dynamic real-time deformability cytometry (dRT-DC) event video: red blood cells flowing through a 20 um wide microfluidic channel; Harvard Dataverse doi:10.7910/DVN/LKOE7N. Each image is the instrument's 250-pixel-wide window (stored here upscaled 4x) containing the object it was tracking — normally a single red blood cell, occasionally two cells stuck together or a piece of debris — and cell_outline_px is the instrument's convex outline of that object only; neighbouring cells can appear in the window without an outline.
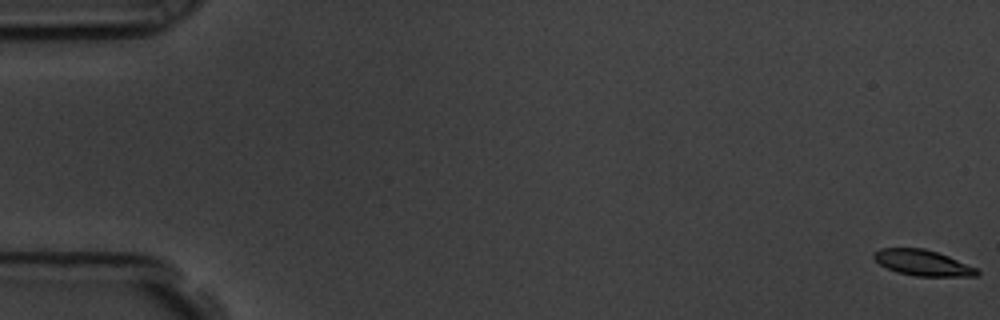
{"species": "common noctule bat (a hibernating species)", "species_latin": "Nyctalus noctula", "temperature_condition": "room temperature", "stored_images_in_passage": 58, "camera_frame_rate_fps": 3000, "um_per_image_px": 0.085, "animal": {"sex": "male", "body_mass_g": 19.5, "forearm_length_mm": 54.6}, "frame": {"image": 1, "passage_image": 1, "time_ms": 0.0, "image_size_px": [1000, 320], "cell_outline_px": [[980, 272], [976, 276], [916, 276], [896, 272], [880, 264], [872, 256], [872, 252], [880, 248], [924, 248], [948, 256], [976, 268]], "centroid_in_image_um": [78.39, 22.33], "position_along_channel_um": 6.6, "area_um2": 15.37}}
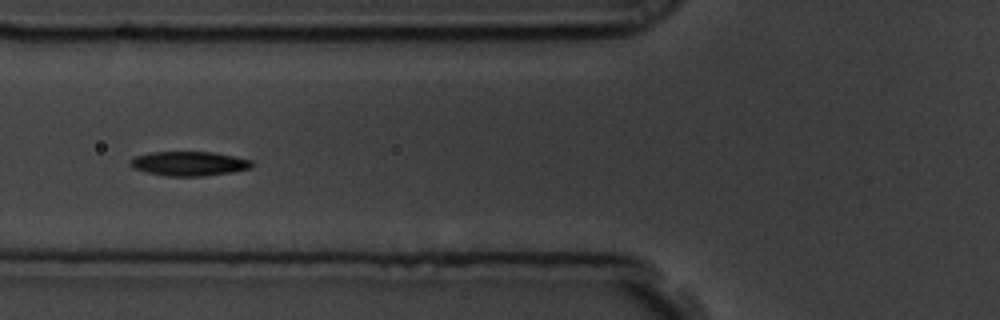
{"frame": {"image": 2, "passage_image": 23, "time_ms": 7.333, "image_size_px": [1000, 320], "cell_outline_px": [[256, 164], [252, 168], [232, 172], [204, 176], [164, 176], [132, 168], [128, 164], [128, 160], [136, 156], [152, 152], [212, 152], [252, 160]], "centroid_in_image_um": [16.07, 13.91], "position_along_channel_um": 109.7, "area_um2": 17.4}}
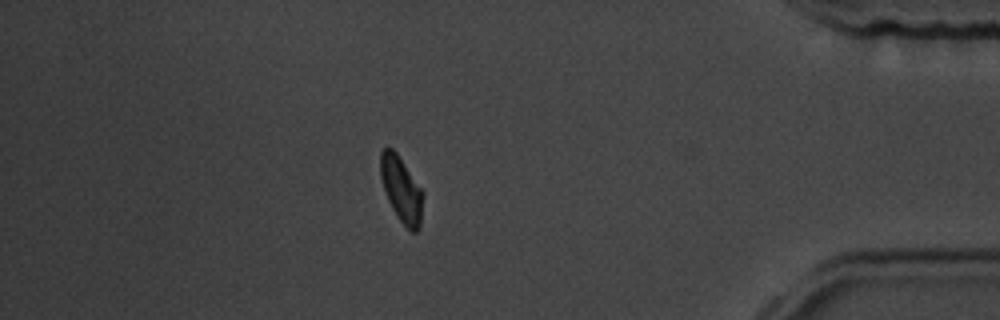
{"frame": {"image": 3, "passage_image": 51, "time_ms": 16.667, "image_size_px": [1000, 320], "cell_outline_px": [[424, 196], [420, 228], [416, 232], [412, 232], [396, 216], [388, 200], [380, 176], [380, 152], [384, 148], [392, 148], [396, 152], [424, 192]], "centroid_in_image_um": [34.13, 16.11], "position_along_channel_um": 401.1, "area_um2": 16.24}, "authors_computed_cell_mechanics": {"area_um2": 16.762, "velocity_mm_per_s": 3.545, "shape_relaxation_time_tau1_ms": 3.2708, "shape_relaxation_time_tau2_ms": 8.0219, "deformation_change_tau1": 0.1208, "deformation_change_tau2": 0.1043}}